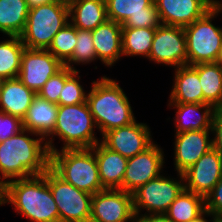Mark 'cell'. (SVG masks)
Instances as JSON below:
<instances>
[{"instance_id":"obj_8","label":"cell","mask_w":222,"mask_h":222,"mask_svg":"<svg viewBox=\"0 0 222 222\" xmlns=\"http://www.w3.org/2000/svg\"><path fill=\"white\" fill-rule=\"evenodd\" d=\"M179 179L160 174L133 193V210L136 219L146 214H165L171 203L185 189L183 174ZM145 209L146 212L141 214Z\"/></svg>"},{"instance_id":"obj_30","label":"cell","mask_w":222,"mask_h":222,"mask_svg":"<svg viewBox=\"0 0 222 222\" xmlns=\"http://www.w3.org/2000/svg\"><path fill=\"white\" fill-rule=\"evenodd\" d=\"M156 28H122L123 56L148 58Z\"/></svg>"},{"instance_id":"obj_43","label":"cell","mask_w":222,"mask_h":222,"mask_svg":"<svg viewBox=\"0 0 222 222\" xmlns=\"http://www.w3.org/2000/svg\"><path fill=\"white\" fill-rule=\"evenodd\" d=\"M213 222H222V217H216Z\"/></svg>"},{"instance_id":"obj_17","label":"cell","mask_w":222,"mask_h":222,"mask_svg":"<svg viewBox=\"0 0 222 222\" xmlns=\"http://www.w3.org/2000/svg\"><path fill=\"white\" fill-rule=\"evenodd\" d=\"M161 23L186 27L202 18L219 0H154Z\"/></svg>"},{"instance_id":"obj_39","label":"cell","mask_w":222,"mask_h":222,"mask_svg":"<svg viewBox=\"0 0 222 222\" xmlns=\"http://www.w3.org/2000/svg\"><path fill=\"white\" fill-rule=\"evenodd\" d=\"M209 216L212 217L210 221L206 219V217ZM215 218H216L215 216H213L210 212H207L205 210L198 218L191 220L189 222H213Z\"/></svg>"},{"instance_id":"obj_45","label":"cell","mask_w":222,"mask_h":222,"mask_svg":"<svg viewBox=\"0 0 222 222\" xmlns=\"http://www.w3.org/2000/svg\"><path fill=\"white\" fill-rule=\"evenodd\" d=\"M2 198H3V193H0V206H1Z\"/></svg>"},{"instance_id":"obj_2","label":"cell","mask_w":222,"mask_h":222,"mask_svg":"<svg viewBox=\"0 0 222 222\" xmlns=\"http://www.w3.org/2000/svg\"><path fill=\"white\" fill-rule=\"evenodd\" d=\"M12 204L19 215L31 222H60L57 204L45 179V172L14 179L3 186L1 205Z\"/></svg>"},{"instance_id":"obj_18","label":"cell","mask_w":222,"mask_h":222,"mask_svg":"<svg viewBox=\"0 0 222 222\" xmlns=\"http://www.w3.org/2000/svg\"><path fill=\"white\" fill-rule=\"evenodd\" d=\"M211 134L212 129L175 133L173 159L177 173L183 174L213 148V141L209 136Z\"/></svg>"},{"instance_id":"obj_6","label":"cell","mask_w":222,"mask_h":222,"mask_svg":"<svg viewBox=\"0 0 222 222\" xmlns=\"http://www.w3.org/2000/svg\"><path fill=\"white\" fill-rule=\"evenodd\" d=\"M69 22L68 1L53 2L29 9L27 22L20 35L28 49L47 50L53 37Z\"/></svg>"},{"instance_id":"obj_1","label":"cell","mask_w":222,"mask_h":222,"mask_svg":"<svg viewBox=\"0 0 222 222\" xmlns=\"http://www.w3.org/2000/svg\"><path fill=\"white\" fill-rule=\"evenodd\" d=\"M49 167L50 152L46 140L36 133L23 129L0 142V182L3 186L14 179L41 175Z\"/></svg>"},{"instance_id":"obj_28","label":"cell","mask_w":222,"mask_h":222,"mask_svg":"<svg viewBox=\"0 0 222 222\" xmlns=\"http://www.w3.org/2000/svg\"><path fill=\"white\" fill-rule=\"evenodd\" d=\"M205 211V198L194 192L183 190L171 203L165 215L172 222H189Z\"/></svg>"},{"instance_id":"obj_25","label":"cell","mask_w":222,"mask_h":222,"mask_svg":"<svg viewBox=\"0 0 222 222\" xmlns=\"http://www.w3.org/2000/svg\"><path fill=\"white\" fill-rule=\"evenodd\" d=\"M69 22L77 29L94 30L108 20L105 0H69Z\"/></svg>"},{"instance_id":"obj_20","label":"cell","mask_w":222,"mask_h":222,"mask_svg":"<svg viewBox=\"0 0 222 222\" xmlns=\"http://www.w3.org/2000/svg\"><path fill=\"white\" fill-rule=\"evenodd\" d=\"M98 164L101 184L104 189H122L128 159L120 153L111 151L101 142L92 148Z\"/></svg>"},{"instance_id":"obj_16","label":"cell","mask_w":222,"mask_h":222,"mask_svg":"<svg viewBox=\"0 0 222 222\" xmlns=\"http://www.w3.org/2000/svg\"><path fill=\"white\" fill-rule=\"evenodd\" d=\"M185 190L206 198L222 177V155L214 148L183 173Z\"/></svg>"},{"instance_id":"obj_42","label":"cell","mask_w":222,"mask_h":222,"mask_svg":"<svg viewBox=\"0 0 222 222\" xmlns=\"http://www.w3.org/2000/svg\"><path fill=\"white\" fill-rule=\"evenodd\" d=\"M5 79L0 76V92L2 90L3 84H4Z\"/></svg>"},{"instance_id":"obj_9","label":"cell","mask_w":222,"mask_h":222,"mask_svg":"<svg viewBox=\"0 0 222 222\" xmlns=\"http://www.w3.org/2000/svg\"><path fill=\"white\" fill-rule=\"evenodd\" d=\"M45 179L59 211L60 222H89L92 194L65 182L50 167Z\"/></svg>"},{"instance_id":"obj_31","label":"cell","mask_w":222,"mask_h":222,"mask_svg":"<svg viewBox=\"0 0 222 222\" xmlns=\"http://www.w3.org/2000/svg\"><path fill=\"white\" fill-rule=\"evenodd\" d=\"M76 39L77 28L68 22L53 37V40L47 50L51 52L63 65H65L72 58Z\"/></svg>"},{"instance_id":"obj_40","label":"cell","mask_w":222,"mask_h":222,"mask_svg":"<svg viewBox=\"0 0 222 222\" xmlns=\"http://www.w3.org/2000/svg\"><path fill=\"white\" fill-rule=\"evenodd\" d=\"M53 1H55V0H26L29 8L39 6V5H43V4H47V3H50V2H53Z\"/></svg>"},{"instance_id":"obj_7","label":"cell","mask_w":222,"mask_h":222,"mask_svg":"<svg viewBox=\"0 0 222 222\" xmlns=\"http://www.w3.org/2000/svg\"><path fill=\"white\" fill-rule=\"evenodd\" d=\"M222 13V5L217 3L202 18L184 27L187 47V65L216 62L222 47V27L212 21Z\"/></svg>"},{"instance_id":"obj_22","label":"cell","mask_w":222,"mask_h":222,"mask_svg":"<svg viewBox=\"0 0 222 222\" xmlns=\"http://www.w3.org/2000/svg\"><path fill=\"white\" fill-rule=\"evenodd\" d=\"M175 69L169 103H204L198 71L190 65Z\"/></svg>"},{"instance_id":"obj_15","label":"cell","mask_w":222,"mask_h":222,"mask_svg":"<svg viewBox=\"0 0 222 222\" xmlns=\"http://www.w3.org/2000/svg\"><path fill=\"white\" fill-rule=\"evenodd\" d=\"M150 127L137 121L105 132L101 143L111 151L120 153L129 159L149 148L152 141Z\"/></svg>"},{"instance_id":"obj_26","label":"cell","mask_w":222,"mask_h":222,"mask_svg":"<svg viewBox=\"0 0 222 222\" xmlns=\"http://www.w3.org/2000/svg\"><path fill=\"white\" fill-rule=\"evenodd\" d=\"M29 7L26 0H0V33L20 36L26 26Z\"/></svg>"},{"instance_id":"obj_21","label":"cell","mask_w":222,"mask_h":222,"mask_svg":"<svg viewBox=\"0 0 222 222\" xmlns=\"http://www.w3.org/2000/svg\"><path fill=\"white\" fill-rule=\"evenodd\" d=\"M168 106L177 110L174 117L175 133L211 129L212 118L216 111L211 104L168 103Z\"/></svg>"},{"instance_id":"obj_41","label":"cell","mask_w":222,"mask_h":222,"mask_svg":"<svg viewBox=\"0 0 222 222\" xmlns=\"http://www.w3.org/2000/svg\"><path fill=\"white\" fill-rule=\"evenodd\" d=\"M216 63L222 67V47L219 51L218 57L216 59Z\"/></svg>"},{"instance_id":"obj_32","label":"cell","mask_w":222,"mask_h":222,"mask_svg":"<svg viewBox=\"0 0 222 222\" xmlns=\"http://www.w3.org/2000/svg\"><path fill=\"white\" fill-rule=\"evenodd\" d=\"M96 59L91 31L77 29L76 45L72 58L64 66L69 67L72 71H79L74 67V64H90Z\"/></svg>"},{"instance_id":"obj_5","label":"cell","mask_w":222,"mask_h":222,"mask_svg":"<svg viewBox=\"0 0 222 222\" xmlns=\"http://www.w3.org/2000/svg\"><path fill=\"white\" fill-rule=\"evenodd\" d=\"M50 168L65 182L92 195L104 190L91 148L57 149L50 153Z\"/></svg>"},{"instance_id":"obj_37","label":"cell","mask_w":222,"mask_h":222,"mask_svg":"<svg viewBox=\"0 0 222 222\" xmlns=\"http://www.w3.org/2000/svg\"><path fill=\"white\" fill-rule=\"evenodd\" d=\"M213 148L222 155V109H216L212 118Z\"/></svg>"},{"instance_id":"obj_11","label":"cell","mask_w":222,"mask_h":222,"mask_svg":"<svg viewBox=\"0 0 222 222\" xmlns=\"http://www.w3.org/2000/svg\"><path fill=\"white\" fill-rule=\"evenodd\" d=\"M155 64L178 68L187 65L186 35L183 27L161 24L156 28L148 57Z\"/></svg>"},{"instance_id":"obj_38","label":"cell","mask_w":222,"mask_h":222,"mask_svg":"<svg viewBox=\"0 0 222 222\" xmlns=\"http://www.w3.org/2000/svg\"><path fill=\"white\" fill-rule=\"evenodd\" d=\"M136 222H172L165 214H146L137 218Z\"/></svg>"},{"instance_id":"obj_3","label":"cell","mask_w":222,"mask_h":222,"mask_svg":"<svg viewBox=\"0 0 222 222\" xmlns=\"http://www.w3.org/2000/svg\"><path fill=\"white\" fill-rule=\"evenodd\" d=\"M97 130L105 132L132 124L136 121L130 101L120 84L102 76L92 81L86 100Z\"/></svg>"},{"instance_id":"obj_14","label":"cell","mask_w":222,"mask_h":222,"mask_svg":"<svg viewBox=\"0 0 222 222\" xmlns=\"http://www.w3.org/2000/svg\"><path fill=\"white\" fill-rule=\"evenodd\" d=\"M64 65L48 50L25 48L18 79L36 94Z\"/></svg>"},{"instance_id":"obj_33","label":"cell","mask_w":222,"mask_h":222,"mask_svg":"<svg viewBox=\"0 0 222 222\" xmlns=\"http://www.w3.org/2000/svg\"><path fill=\"white\" fill-rule=\"evenodd\" d=\"M80 71H75L66 81L60 91L58 105H75L86 102L87 94L80 84Z\"/></svg>"},{"instance_id":"obj_27","label":"cell","mask_w":222,"mask_h":222,"mask_svg":"<svg viewBox=\"0 0 222 222\" xmlns=\"http://www.w3.org/2000/svg\"><path fill=\"white\" fill-rule=\"evenodd\" d=\"M198 71L204 96V104L222 109V67L216 62L193 65Z\"/></svg>"},{"instance_id":"obj_4","label":"cell","mask_w":222,"mask_h":222,"mask_svg":"<svg viewBox=\"0 0 222 222\" xmlns=\"http://www.w3.org/2000/svg\"><path fill=\"white\" fill-rule=\"evenodd\" d=\"M97 126L87 102L75 105H58L56 125L53 133L46 139L49 152L56 151L53 144L58 137L63 146L60 149L92 148L101 142L95 136Z\"/></svg>"},{"instance_id":"obj_12","label":"cell","mask_w":222,"mask_h":222,"mask_svg":"<svg viewBox=\"0 0 222 222\" xmlns=\"http://www.w3.org/2000/svg\"><path fill=\"white\" fill-rule=\"evenodd\" d=\"M133 194L122 189H104L92 196L89 222H136Z\"/></svg>"},{"instance_id":"obj_34","label":"cell","mask_w":222,"mask_h":222,"mask_svg":"<svg viewBox=\"0 0 222 222\" xmlns=\"http://www.w3.org/2000/svg\"><path fill=\"white\" fill-rule=\"evenodd\" d=\"M69 67L64 66L59 72L44 84L38 92V96L44 100L58 104L60 91L62 90L65 81L74 73Z\"/></svg>"},{"instance_id":"obj_23","label":"cell","mask_w":222,"mask_h":222,"mask_svg":"<svg viewBox=\"0 0 222 222\" xmlns=\"http://www.w3.org/2000/svg\"><path fill=\"white\" fill-rule=\"evenodd\" d=\"M57 113L58 104L44 100L37 95L23 119V127L46 140L54 131Z\"/></svg>"},{"instance_id":"obj_29","label":"cell","mask_w":222,"mask_h":222,"mask_svg":"<svg viewBox=\"0 0 222 222\" xmlns=\"http://www.w3.org/2000/svg\"><path fill=\"white\" fill-rule=\"evenodd\" d=\"M8 38L0 41V76L5 80L18 77L25 49L20 36H8Z\"/></svg>"},{"instance_id":"obj_24","label":"cell","mask_w":222,"mask_h":222,"mask_svg":"<svg viewBox=\"0 0 222 222\" xmlns=\"http://www.w3.org/2000/svg\"><path fill=\"white\" fill-rule=\"evenodd\" d=\"M36 96L18 78L7 79L0 92V111L23 120Z\"/></svg>"},{"instance_id":"obj_35","label":"cell","mask_w":222,"mask_h":222,"mask_svg":"<svg viewBox=\"0 0 222 222\" xmlns=\"http://www.w3.org/2000/svg\"><path fill=\"white\" fill-rule=\"evenodd\" d=\"M23 129L22 119L0 111V142L15 136Z\"/></svg>"},{"instance_id":"obj_13","label":"cell","mask_w":222,"mask_h":222,"mask_svg":"<svg viewBox=\"0 0 222 222\" xmlns=\"http://www.w3.org/2000/svg\"><path fill=\"white\" fill-rule=\"evenodd\" d=\"M163 149L153 143L145 151L128 159L122 190L133 194L144 184L158 177L165 164Z\"/></svg>"},{"instance_id":"obj_44","label":"cell","mask_w":222,"mask_h":222,"mask_svg":"<svg viewBox=\"0 0 222 222\" xmlns=\"http://www.w3.org/2000/svg\"><path fill=\"white\" fill-rule=\"evenodd\" d=\"M0 193H3V185L0 182Z\"/></svg>"},{"instance_id":"obj_10","label":"cell","mask_w":222,"mask_h":222,"mask_svg":"<svg viewBox=\"0 0 222 222\" xmlns=\"http://www.w3.org/2000/svg\"><path fill=\"white\" fill-rule=\"evenodd\" d=\"M108 20L122 28H157L161 20L154 0H105Z\"/></svg>"},{"instance_id":"obj_36","label":"cell","mask_w":222,"mask_h":222,"mask_svg":"<svg viewBox=\"0 0 222 222\" xmlns=\"http://www.w3.org/2000/svg\"><path fill=\"white\" fill-rule=\"evenodd\" d=\"M205 210L215 217H222V177L206 196Z\"/></svg>"},{"instance_id":"obj_19","label":"cell","mask_w":222,"mask_h":222,"mask_svg":"<svg viewBox=\"0 0 222 222\" xmlns=\"http://www.w3.org/2000/svg\"><path fill=\"white\" fill-rule=\"evenodd\" d=\"M97 59L105 66L112 67L123 56L122 25L107 20L91 31Z\"/></svg>"}]
</instances>
